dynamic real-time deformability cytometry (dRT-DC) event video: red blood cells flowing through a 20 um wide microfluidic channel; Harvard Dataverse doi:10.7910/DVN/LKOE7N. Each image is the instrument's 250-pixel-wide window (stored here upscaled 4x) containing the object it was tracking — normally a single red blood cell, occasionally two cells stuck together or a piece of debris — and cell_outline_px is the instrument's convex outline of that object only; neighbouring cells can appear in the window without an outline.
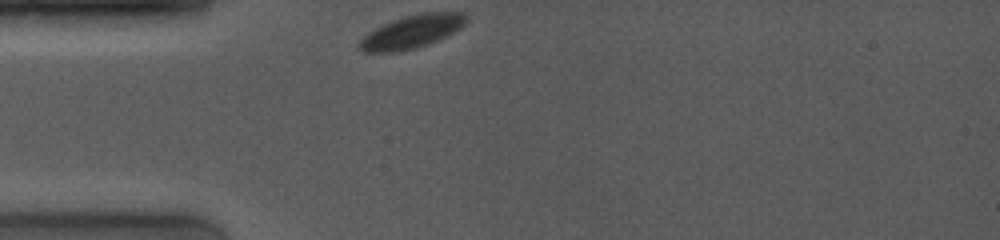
{"species": "common noctule bat (a hibernating species)", "species_latin": "Nyctalus noctula", "temperature_condition": "room temperature", "stored_images_in_passage": 41, "camera_frame_rate_fps": 4000, "um_per_image_px": 0.085, "animal": {"sex": "female", "body_mass_g": 19.0, "forearm_length_mm": 53.3}, "frame": {"image": 1, "passage_image": 1, "time_ms": 0.0, "image_size_px": [1000, 240], "cell_outline_px": [[464, 24], [460, 28], [428, 44], [416, 48], [396, 52], [364, 52], [356, 48], [356, 44], [368, 32], [392, 20], [404, 16], [420, 12], [460, 12], [464, 16]], "centroid_in_image_um": [34.91, 2.71], "position_along_channel_um": 50.1, "area_um2": 20.35}}
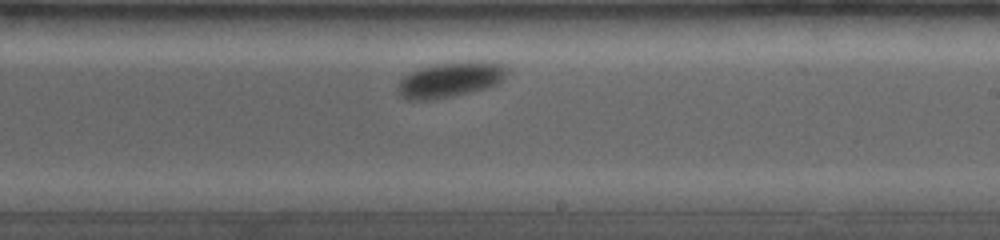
{"frame": {"image": 2, "passage_image": 24, "time_ms": 5.75, "image_size_px": [1000, 240], "cell_outline_px": [[508, 72], [504, 80], [488, 88], [452, 96], [428, 100], [408, 100], [400, 96], [396, 88], [400, 80], [404, 76], [420, 68], [436, 64], [472, 60], [476, 60], [504, 64], [508, 68]], "centroid_in_image_um": [38.31, 6.76], "position_along_channel_um": 250.7, "area_um2": 22.66}}
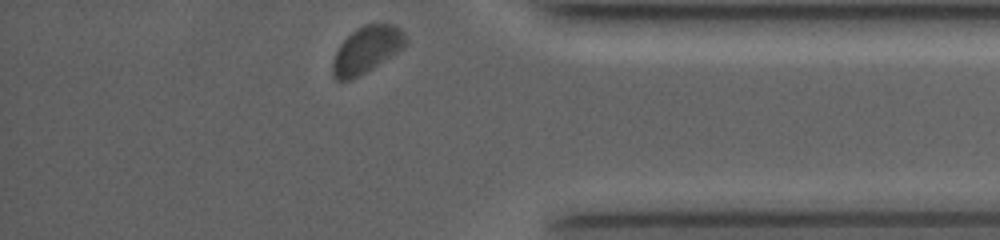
{"frame": {"image": 3, "passage_image": 41, "time_ms": 10.0, "image_size_px": [1000, 240], "cell_outline_px": [[408, 44], [404, 48], [372, 68], [348, 80], [336, 80], [332, 76], [332, 60], [340, 44], [356, 28], [364, 24], [396, 24], [404, 32], [408, 40]], "centroid_in_image_um": [31.19, 4.2], "position_along_channel_um": 404.0, "area_um2": 19.88}}